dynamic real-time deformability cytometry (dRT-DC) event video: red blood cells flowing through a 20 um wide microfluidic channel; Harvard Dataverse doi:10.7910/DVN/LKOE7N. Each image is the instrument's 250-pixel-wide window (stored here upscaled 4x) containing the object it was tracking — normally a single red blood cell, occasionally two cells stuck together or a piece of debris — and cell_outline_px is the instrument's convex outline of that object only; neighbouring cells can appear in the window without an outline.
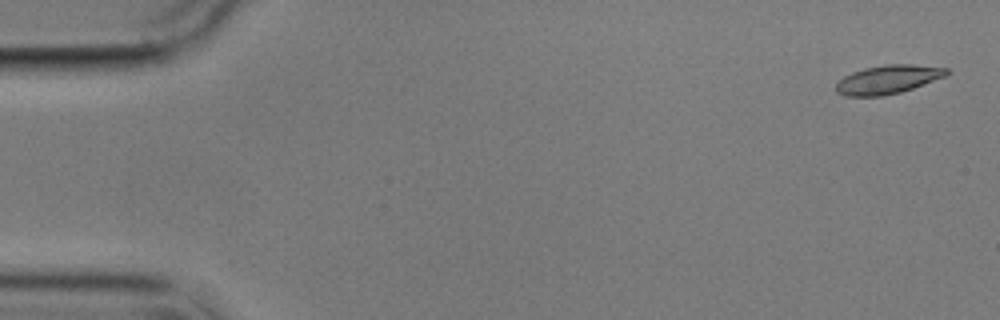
{"species": "common noctule bat (a hibernating species)", "species_latin": "Nyctalus noctula", "temperature_condition": "cold", "stored_images_in_passage": 4, "camera_frame_rate_fps": 3000, "um_per_image_px": 0.085, "animal": {"sex": "male", "body_mass_g": 17.9}, "frame": {"image": 1, "passage_image": 1, "time_ms": 0.0, "image_size_px": [1000, 320], "cell_outline_px": [[948, 72], [944, 76], [912, 88], [900, 92], [884, 96], [844, 96], [836, 92], [836, 84], [844, 76], [852, 72], [864, 68], [884, 64], [912, 64], [948, 68]], "centroid_in_image_um": [75.43, 6.75], "position_along_channel_um": 9.6, "area_um2": 18.32}}